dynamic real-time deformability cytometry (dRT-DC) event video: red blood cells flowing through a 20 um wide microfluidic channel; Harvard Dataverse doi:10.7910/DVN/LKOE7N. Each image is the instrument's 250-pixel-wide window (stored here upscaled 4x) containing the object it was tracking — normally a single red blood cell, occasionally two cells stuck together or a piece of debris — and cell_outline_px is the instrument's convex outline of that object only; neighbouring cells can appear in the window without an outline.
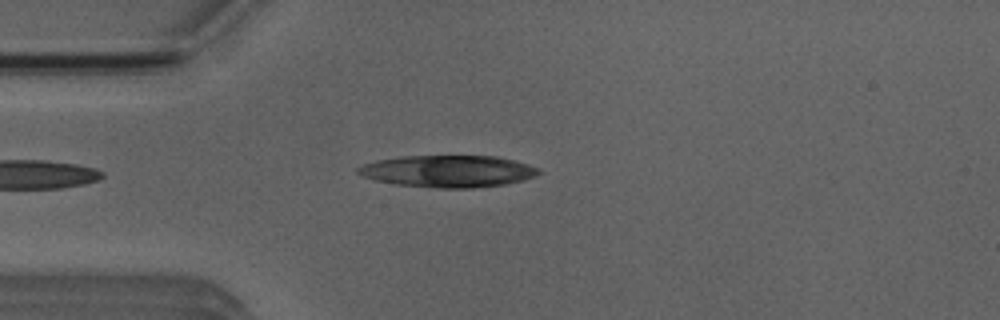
{"species": "Egyptian fruit bat (a non-hibernating species)", "species_latin": "Rousettus aegyptiacus", "temperature_condition": "room temperature", "stored_images_in_passage": 1, "camera_frame_rate_fps": 3000, "um_per_image_px": 0.085, "animal": {"sex": "male"}, "frame": {"image": 1, "passage_image": 1, "time_ms": 0.0, "image_size_px": [1000, 320], "cell_outline_px": [[540, 172], [536, 176], [524, 180], [504, 184], [472, 188], [436, 188], [396, 184], [376, 180], [364, 176], [356, 172], [356, 168], [364, 164], [376, 160], [400, 156], [496, 156], [528, 164], [536, 168]], "centroid_in_image_um": [38.07, 14.55], "position_along_channel_um": 46.9, "area_um2": 33.47}}